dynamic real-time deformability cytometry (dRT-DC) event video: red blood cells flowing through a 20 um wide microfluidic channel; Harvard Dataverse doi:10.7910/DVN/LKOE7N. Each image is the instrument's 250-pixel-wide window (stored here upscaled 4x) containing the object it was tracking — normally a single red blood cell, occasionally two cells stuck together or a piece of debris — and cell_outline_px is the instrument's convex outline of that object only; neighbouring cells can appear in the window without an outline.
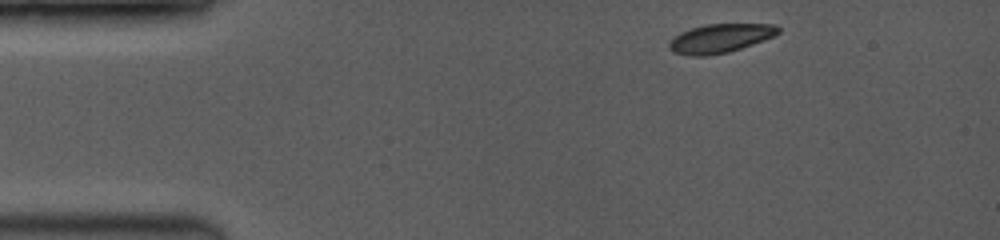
{"species": "common noctule bat (a hibernating species)", "species_latin": "Nyctalus noctula", "temperature_condition": "room temperature", "stored_images_in_passage": 32, "camera_frame_rate_fps": 3500, "um_per_image_px": 0.085, "animal": {"sex": "female", "body_mass_g": 19.0, "forearm_length_mm": 53.3}, "frame": {"image": 1, "passage_image": 1, "time_ms": 0.0, "image_size_px": [1000, 240], "cell_outline_px": [[780, 32], [764, 40], [728, 52], [708, 56], [688, 56], [672, 52], [668, 48], [668, 44], [680, 32], [692, 28], [708, 24], [776, 24], [780, 28]], "centroid_in_image_um": [61.2, 3.26], "position_along_channel_um": 23.8, "area_um2": 18.26}}
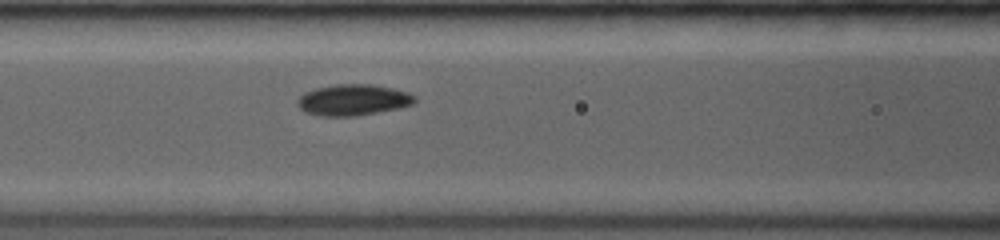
{"frame": {"image": 2, "passage_image": 15, "time_ms": 4.571, "image_size_px": [1000, 240], "cell_outline_px": [[416, 100], [412, 104], [400, 108], [356, 116], [320, 116], [304, 112], [296, 104], [296, 100], [304, 92], [316, 88], [336, 84], [372, 84], [392, 88], [408, 92], [416, 96]], "centroid_in_image_um": [30.0, 8.49], "position_along_channel_um": 136.6, "area_um2": 21.44}}
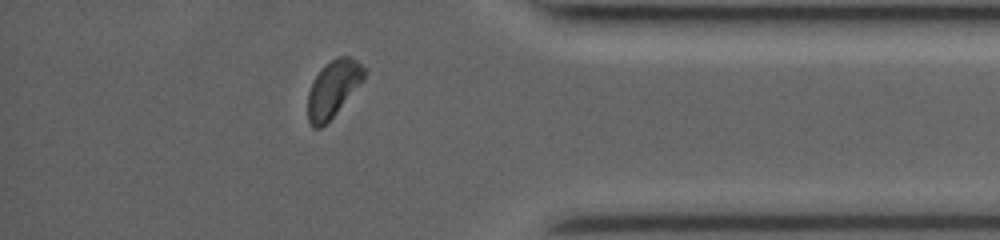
{"frame": {"image": 3, "passage_image": 28, "time_ms": 11.429, "image_size_px": [1000, 240], "cell_outline_px": [[364, 80], [336, 112], [320, 128], [312, 128], [308, 120], [308, 92], [320, 68], [332, 60], [340, 56], [348, 56], [356, 60], [364, 68]], "centroid_in_image_um": [28.3, 7.54], "position_along_channel_um": 406.9, "area_um2": 18.15}, "authors_computed_cell_mechanics": {"area_um2": 19.8543, "velocity_mm_per_s": 4.099, "shape_relaxation_time_tau1_ms": 1.9929, "shape_relaxation_time_tau2_ms": null, "deformation_change_tau1": 0.0881, "deformation_change_tau2": null}}